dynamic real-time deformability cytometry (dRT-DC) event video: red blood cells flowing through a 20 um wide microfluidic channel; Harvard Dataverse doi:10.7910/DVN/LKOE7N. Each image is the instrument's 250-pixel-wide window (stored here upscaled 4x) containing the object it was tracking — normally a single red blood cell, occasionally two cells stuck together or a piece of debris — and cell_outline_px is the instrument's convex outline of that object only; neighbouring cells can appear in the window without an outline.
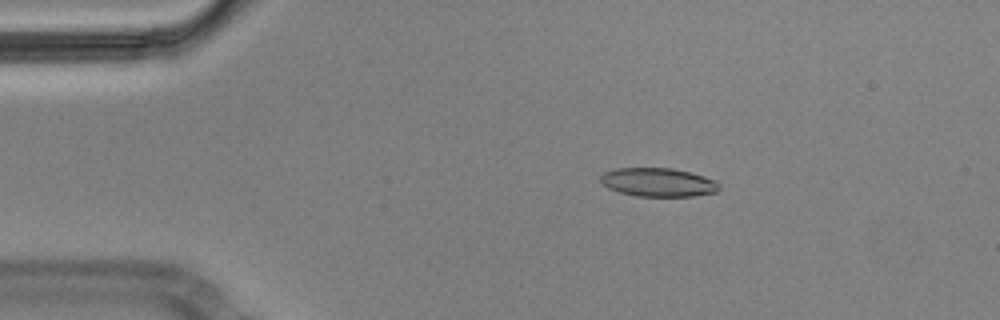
{"species": "Egyptian fruit bat (a non-hibernating species)", "species_latin": "Rousettus aegyptiacus", "temperature_condition": "cold", "stored_images_in_passage": 9, "camera_frame_rate_fps": 3000, "um_per_image_px": 0.085, "animal": {"sex": "male"}, "frame": {"image": 1, "passage_image": 2, "time_ms": 0.333, "image_size_px": [1000, 320], "cell_outline_px": [[720, 188], [716, 192], [692, 196], [636, 196], [620, 192], [608, 188], [600, 180], [600, 176], [604, 172], [616, 168], [672, 168], [704, 176], [716, 180], [720, 184]], "centroid_in_image_um": [55.95, 15.49], "position_along_channel_um": 29.0, "area_um2": 19.77}}
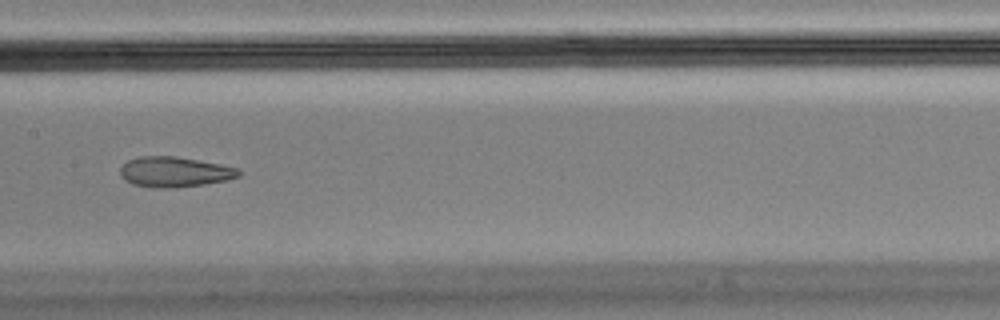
{"frame": {"image": 2, "passage_image": 7, "time_ms": 2.0, "image_size_px": [1000, 320], "cell_outline_px": [[240, 176], [228, 180], [204, 184], [176, 188], [152, 188], [132, 184], [124, 180], [120, 176], [120, 168], [128, 160], [140, 156], [176, 156], [220, 164], [240, 168]], "centroid_in_image_um": [14.83, 14.62], "position_along_channel_um": 192.6, "area_um2": 21.15}}
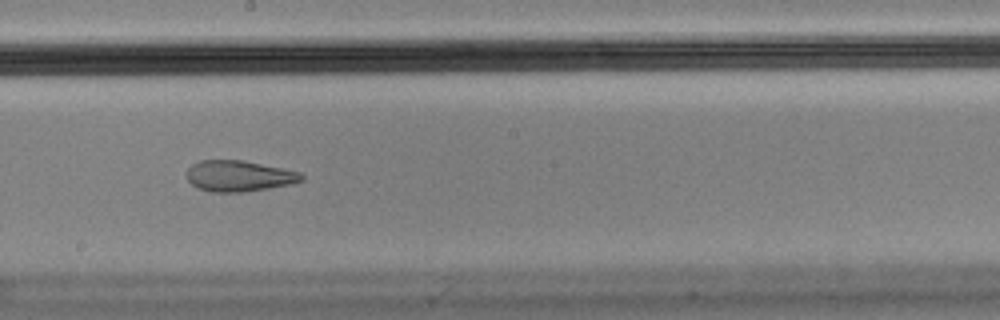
{"frame": {"image": 3, "passage_image": 8, "time_ms": 2.333, "image_size_px": [1000, 320], "cell_outline_px": [[304, 180], [292, 184], [268, 188], [240, 192], [212, 192], [200, 188], [192, 184], [188, 180], [188, 168], [192, 164], [200, 160], [240, 160], [300, 172], [304, 176]], "centroid_in_image_um": [20.32, 14.96], "position_along_channel_um": 227.9, "area_um2": 20.4}}